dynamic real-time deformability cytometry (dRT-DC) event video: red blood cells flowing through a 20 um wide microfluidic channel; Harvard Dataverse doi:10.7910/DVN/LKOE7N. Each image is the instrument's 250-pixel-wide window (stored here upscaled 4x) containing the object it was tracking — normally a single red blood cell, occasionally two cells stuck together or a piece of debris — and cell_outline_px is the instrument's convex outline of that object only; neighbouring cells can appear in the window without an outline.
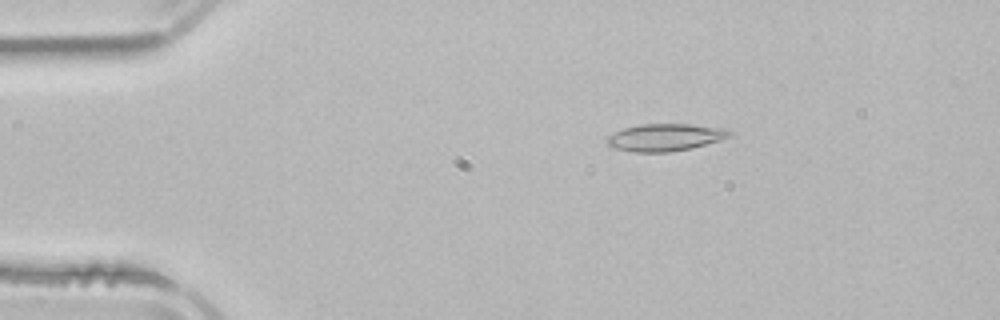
{"species": "common noctule bat (a hibernating species)", "species_latin": "Nyctalus noctula", "temperature_condition": "room temperature", "stored_images_in_passage": 3, "camera_frame_rate_fps": 3000, "um_per_image_px": 0.085, "animal": {"sex": "male", "body_mass_g": 21.5, "forearm_length_mm": 52.0}, "frame": {"image": 1, "passage_image": 2, "time_ms": 1.333, "image_size_px": [1000, 320], "cell_outline_px": [[732, 136], [720, 140], [692, 148], [668, 152], [636, 152], [616, 148], [608, 144], [608, 136], [624, 128], [640, 124], [688, 124], [724, 128], [732, 132]], "centroid_in_image_um": [56.58, 11.67], "position_along_channel_um": 28.4, "area_um2": 19.25}}